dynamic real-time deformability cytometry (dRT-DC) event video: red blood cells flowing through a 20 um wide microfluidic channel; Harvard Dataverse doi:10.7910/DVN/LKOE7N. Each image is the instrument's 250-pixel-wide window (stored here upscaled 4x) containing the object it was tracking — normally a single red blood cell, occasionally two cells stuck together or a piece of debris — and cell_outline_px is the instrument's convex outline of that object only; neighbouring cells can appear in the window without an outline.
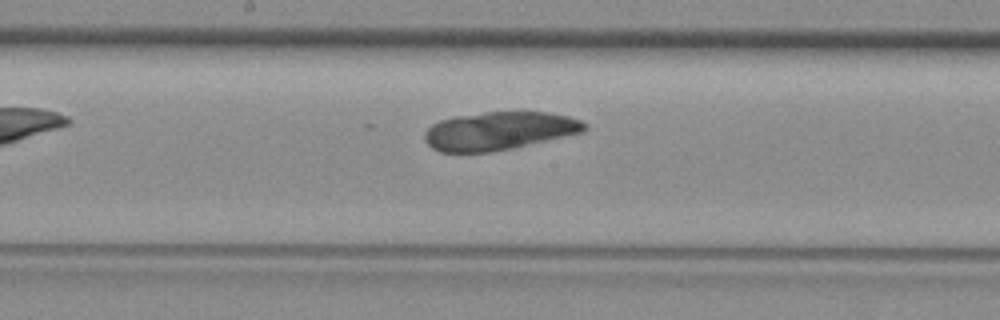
{"species": "common noctule bat (a hibernating species)", "species_latin": "Nyctalus noctula", "temperature_condition": "room temperature", "stored_images_in_passage": 34, "camera_frame_rate_fps": 3000, "um_per_image_px": 0.085, "animal": {"sex": "female", "body_mass_g": 29.2, "forearm_length_mm": 56.3}, "frame": {"image": 1, "passage_image": 11, "time_ms": 3.333, "image_size_px": [1000, 320], "cell_outline_px": [[588, 128], [584, 132], [512, 148], [492, 152], [440, 152], [432, 148], [424, 140], [424, 132], [432, 124], [440, 120], [456, 116], [484, 112], [548, 112], [568, 116], [580, 120]], "centroid_in_image_um": [42.4, 11.12], "position_along_channel_um": 205.8, "area_um2": 35.55}}
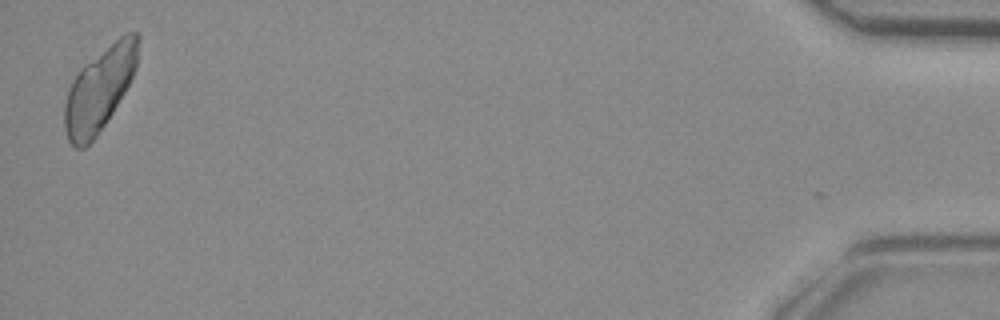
{"frame": {"image": 2, "passage_image": 33, "time_ms": 10.667, "image_size_px": [1000, 320], "cell_outline_px": [[140, 40], [136, 68], [124, 92], [112, 112], [96, 136], [84, 148], [76, 148], [68, 140], [64, 128], [64, 104], [68, 88], [72, 80], [80, 68], [124, 32], [136, 32], [140, 36]], "centroid_in_image_um": [8.44, 7.55], "position_along_channel_um": 426.8, "area_um2": 35.6}}